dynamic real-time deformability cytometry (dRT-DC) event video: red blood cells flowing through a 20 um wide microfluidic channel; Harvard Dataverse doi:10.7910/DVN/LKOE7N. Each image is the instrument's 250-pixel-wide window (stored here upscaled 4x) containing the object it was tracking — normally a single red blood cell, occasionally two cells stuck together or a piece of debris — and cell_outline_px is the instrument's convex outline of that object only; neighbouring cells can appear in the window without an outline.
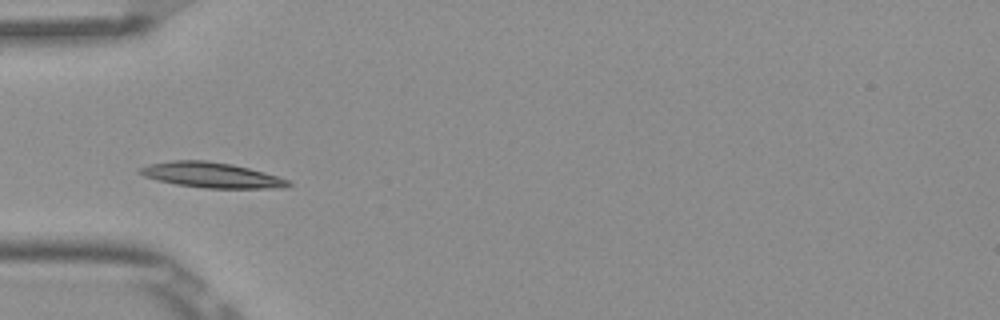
{"species": "Egyptian fruit bat (a non-hibernating species)", "species_latin": "Rousettus aegyptiacus", "temperature_condition": "room temperature", "stored_images_in_passage": 7, "camera_frame_rate_fps": 3000, "um_per_image_px": 0.085, "frame": {"image": 1, "passage_image": 4, "time_ms": 1.0, "image_size_px": [1000, 320], "cell_outline_px": [[292, 184], [284, 188], [204, 188], [176, 184], [156, 180], [144, 176], [136, 172], [136, 168], [148, 164], [172, 160], [208, 160], [232, 164], [264, 172], [288, 180]], "centroid_in_image_um": [17.9, 14.87], "position_along_channel_um": 67.1, "area_um2": 22.02}}
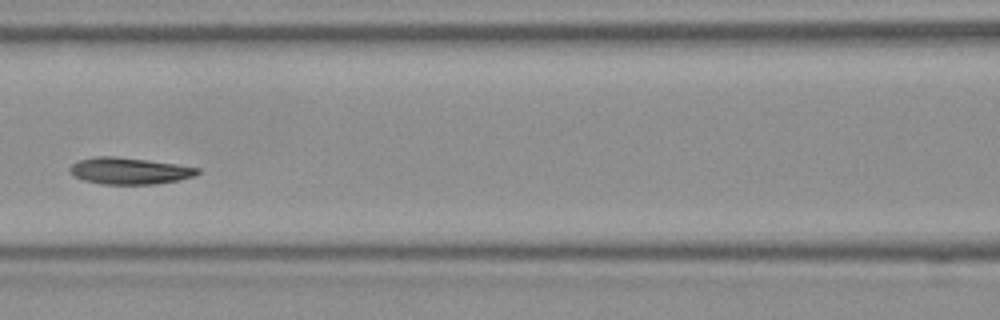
{"frame": {"image": 2, "passage_image": 6, "time_ms": 1.667, "image_size_px": [1000, 320], "cell_outline_px": [[200, 172], [196, 176], [156, 184], [100, 184], [84, 180], [76, 176], [68, 168], [72, 164], [80, 160], [96, 156], [116, 156], [148, 160], [176, 164], [200, 168]], "centroid_in_image_um": [11.02, 14.52], "position_along_channel_um": 155.6, "area_um2": 19.71}}
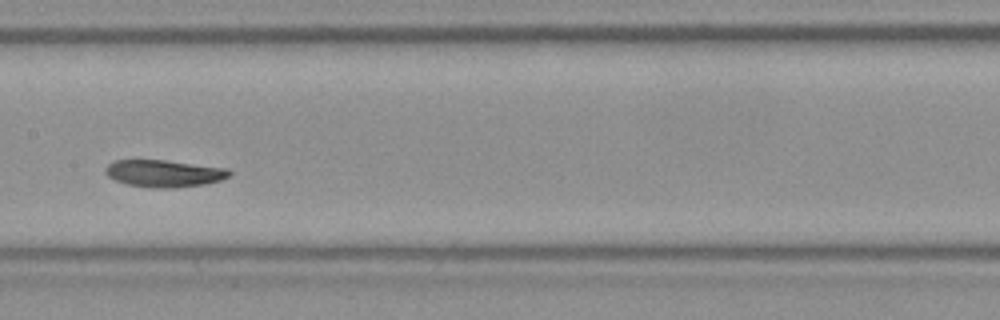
{"frame": {"image": 3, "passage_image": 7, "time_ms": 2.0, "image_size_px": [1000, 320], "cell_outline_px": [[232, 172], [228, 176], [220, 180], [204, 184], [172, 188], [156, 188], [128, 184], [116, 180], [108, 176], [104, 172], [104, 168], [112, 160], [164, 160], [228, 168]], "centroid_in_image_um": [13.92, 14.73], "position_along_channel_um": 193.5, "area_um2": 19.48}}